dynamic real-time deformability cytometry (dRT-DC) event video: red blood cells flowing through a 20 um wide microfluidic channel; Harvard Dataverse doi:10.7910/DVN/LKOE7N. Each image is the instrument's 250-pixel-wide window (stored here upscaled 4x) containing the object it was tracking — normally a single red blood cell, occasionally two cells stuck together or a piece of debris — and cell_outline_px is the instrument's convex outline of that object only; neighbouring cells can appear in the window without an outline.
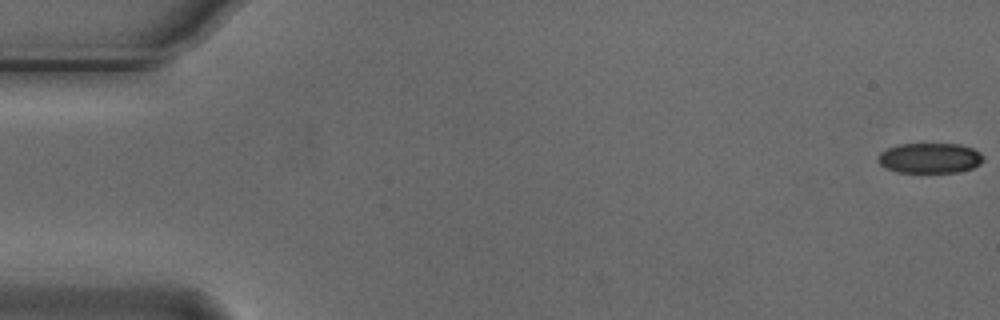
{"species": "Egyptian fruit bat (a non-hibernating species)", "species_latin": "Rousettus aegyptiacus", "temperature_condition": "cold", "stored_images_in_passage": 5, "camera_frame_rate_fps": 3000, "um_per_image_px": 0.085, "animal": {"sex": "male"}, "frame": {"image": 1, "passage_image": 1, "time_ms": 0.0, "image_size_px": [1000, 320], "cell_outline_px": [[984, 160], [980, 164], [972, 168], [956, 172], [896, 172], [884, 168], [876, 160], [876, 156], [880, 152], [888, 148], [900, 144], [960, 144], [972, 148], [980, 152], [984, 156]], "centroid_in_image_um": [79.01, 13.44], "position_along_channel_um": 6.0, "area_um2": 18.73}}
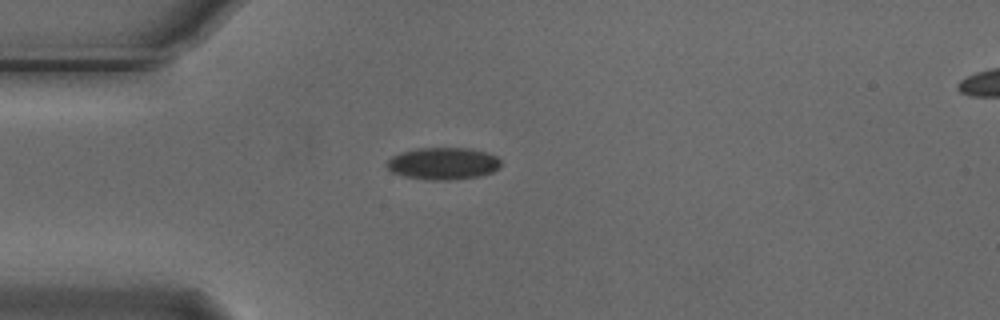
{"frame": {"image": 2, "passage_image": 5, "time_ms": 1.333, "image_size_px": [1000, 320], "cell_outline_px": [[500, 168], [492, 172], [480, 176], [444, 180], [424, 180], [404, 176], [392, 172], [384, 164], [392, 156], [400, 152], [416, 148], [468, 148], [484, 152], [496, 156], [500, 160]], "centroid_in_image_um": [37.63, 13.9], "position_along_channel_um": 47.4, "area_um2": 21.39}}